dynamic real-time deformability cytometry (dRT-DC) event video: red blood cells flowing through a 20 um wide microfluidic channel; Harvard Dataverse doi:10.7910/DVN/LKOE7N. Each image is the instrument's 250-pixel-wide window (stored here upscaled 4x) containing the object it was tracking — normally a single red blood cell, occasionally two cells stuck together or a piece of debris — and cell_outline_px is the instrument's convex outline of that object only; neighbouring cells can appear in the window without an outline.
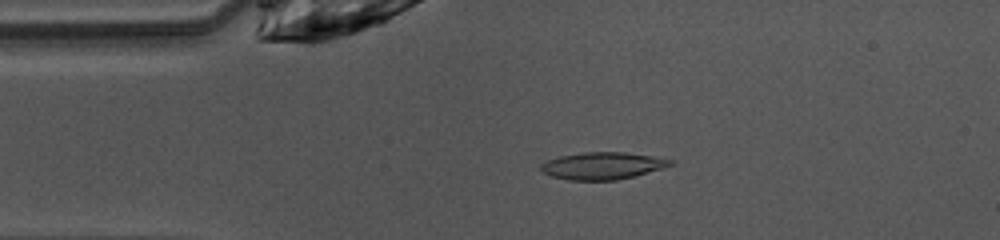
{"species": "common noctule bat (a hibernating species)", "species_latin": "Nyctalus noctula", "temperature_condition": "warm", "stored_images_in_passage": 46, "camera_frame_rate_fps": 3000, "um_per_image_px": 0.085, "animal": {"sex": "female", "body_mass_g": 10.0, "forearm_length_mm": 53.1}, "frame": {"image": 1, "passage_image": 9, "time_ms": 2.667, "image_size_px": [1000, 240], "cell_outline_px": [[676, 160], [672, 164], [660, 168], [632, 176], [616, 180], [568, 180], [552, 176], [544, 172], [540, 168], [540, 164], [548, 160], [560, 156], [584, 152], [624, 152], [652, 156]], "centroid_in_image_um": [51.19, 14.08], "position_along_channel_um": 33.8, "area_um2": 20.17}}
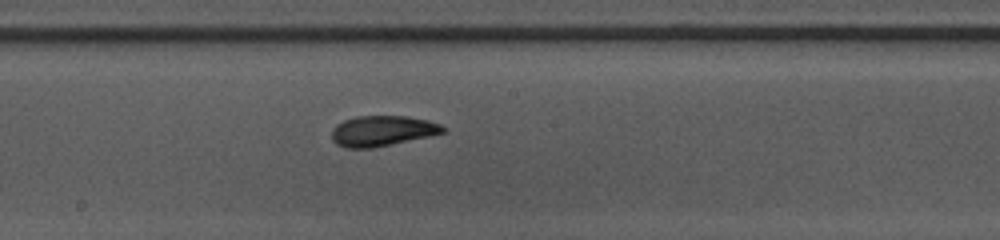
{"frame": {"image": 2, "passage_image": 24, "time_ms": 7.667, "image_size_px": [1000, 240], "cell_outline_px": [[448, 128], [444, 132], [428, 136], [376, 148], [344, 148], [336, 144], [332, 140], [332, 128], [336, 124], [344, 120], [356, 116], [408, 116], [428, 120], [440, 124]], "centroid_in_image_um": [32.48, 11.13], "position_along_channel_um": 215.7, "area_um2": 19.94}}
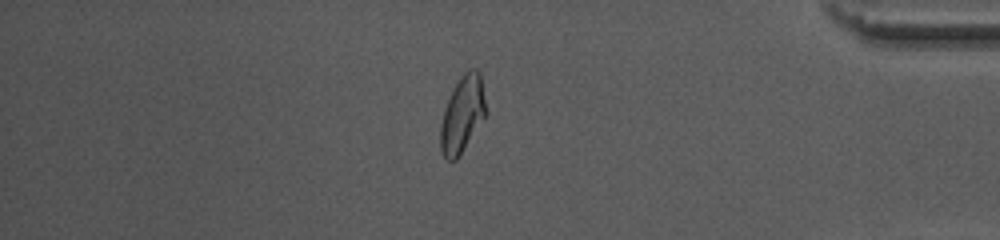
{"frame": {"image": 3, "passage_image": 40, "time_ms": 13.0, "image_size_px": [1000, 240], "cell_outline_px": [[484, 116], [456, 160], [448, 160], [440, 152], [440, 128], [444, 108], [460, 76], [468, 68], [476, 68], [480, 72], [484, 100]], "centroid_in_image_um": [39.26, 9.69], "position_along_channel_um": 395.9, "area_um2": 19.54}, "authors_computed_cell_mechanics": {"area_um2": 19.7098, "velocity_mm_per_s": 4.067, "shape_relaxation_time_tau1_ms": 3.605, "shape_relaxation_time_tau2_ms": 3.0188, "deformation_change_tau1": 0.1648, "deformation_change_tau2": 0.0513}}